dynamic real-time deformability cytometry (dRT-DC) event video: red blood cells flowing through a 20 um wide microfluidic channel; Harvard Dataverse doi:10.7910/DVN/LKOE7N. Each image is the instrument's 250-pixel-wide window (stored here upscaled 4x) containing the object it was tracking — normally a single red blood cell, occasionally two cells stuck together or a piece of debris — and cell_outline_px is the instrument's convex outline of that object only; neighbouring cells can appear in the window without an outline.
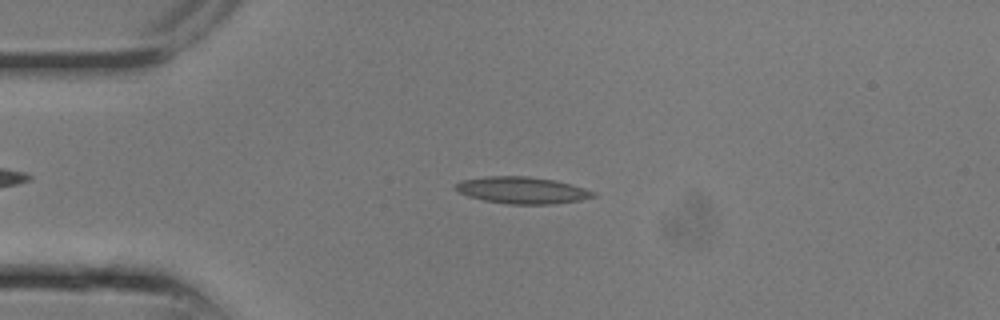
{"species": "common noctule bat (a hibernating species)", "species_latin": "Nyctalus noctula", "temperature_condition": "room temperature", "stored_images_in_passage": 8, "camera_frame_rate_fps": 3000, "um_per_image_px": 0.085, "animal": {"sex": "male", "body_mass_g": 13.3}, "frame": {"image": 1, "passage_image": 5, "time_ms": 1.333, "image_size_px": [1000, 320], "cell_outline_px": [[596, 196], [580, 200], [552, 204], [508, 204], [484, 200], [468, 196], [452, 188], [460, 180], [484, 176], [528, 176], [552, 180], [584, 188], [596, 192]], "centroid_in_image_um": [44.34, 16.17], "position_along_channel_um": 40.7, "area_um2": 21.39}}
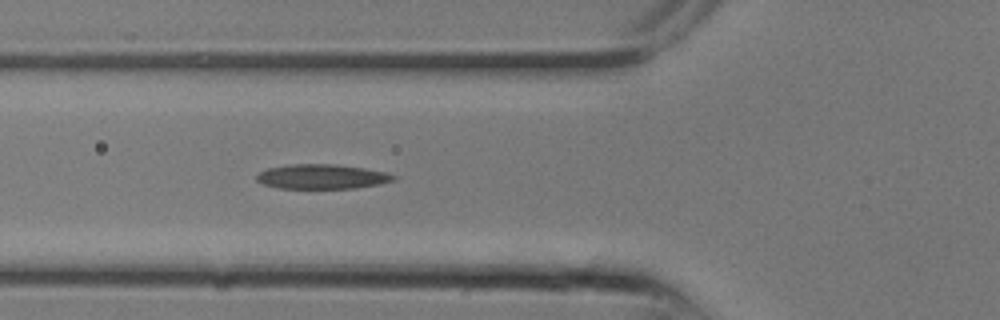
{"frame": {"image": 2, "passage_image": 8, "time_ms": 2.333, "image_size_px": [1000, 320], "cell_outline_px": [[396, 180], [380, 184], [356, 188], [280, 188], [264, 184], [256, 180], [256, 176], [260, 172], [268, 168], [288, 164], [336, 164], [364, 168], [388, 172], [396, 176]], "centroid_in_image_um": [27.41, 15.0], "position_along_channel_um": 98.4, "area_um2": 19.71}}